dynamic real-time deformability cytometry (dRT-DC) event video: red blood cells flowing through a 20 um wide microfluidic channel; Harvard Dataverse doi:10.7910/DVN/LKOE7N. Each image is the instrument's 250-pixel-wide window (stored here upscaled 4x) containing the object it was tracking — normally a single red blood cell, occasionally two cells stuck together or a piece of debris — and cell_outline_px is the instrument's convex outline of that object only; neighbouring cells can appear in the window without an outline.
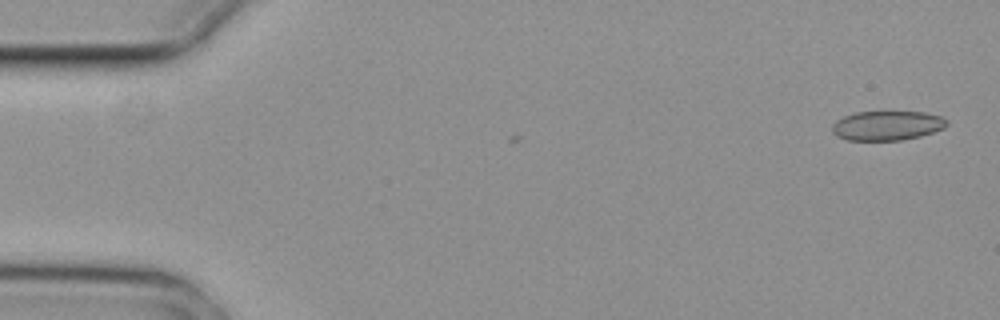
{"species": "common noctule bat (a hibernating species)", "species_latin": "Nyctalus noctula", "temperature_condition": "cold", "stored_images_in_passage": 2, "camera_frame_rate_fps": 3000, "um_per_image_px": 0.085, "animal": {"sex": "female", "body_mass_g": 29.2, "forearm_length_mm": 56.3}, "frame": {"image": 1, "passage_image": 2, "time_ms": 0.333, "image_size_px": [1000, 320], "cell_outline_px": [[948, 124], [944, 128], [920, 136], [900, 140], [848, 140], [836, 136], [832, 132], [832, 124], [836, 120], [844, 116], [856, 112], [924, 112], [940, 116], [948, 120]], "centroid_in_image_um": [75.39, 10.67], "position_along_channel_um": 9.6, "area_um2": 19.65}}